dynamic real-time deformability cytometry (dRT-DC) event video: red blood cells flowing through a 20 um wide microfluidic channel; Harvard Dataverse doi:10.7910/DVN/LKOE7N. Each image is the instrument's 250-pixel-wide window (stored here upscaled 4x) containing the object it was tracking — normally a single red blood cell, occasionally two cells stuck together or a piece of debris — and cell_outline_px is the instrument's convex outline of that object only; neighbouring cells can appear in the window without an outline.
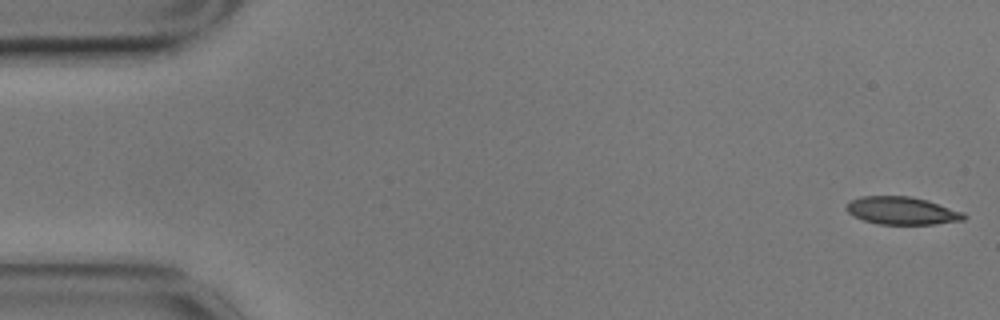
{"species": "common noctule bat (a hibernating species)", "species_latin": "Nyctalus noctula", "temperature_condition": "cold", "stored_images_in_passage": 49, "camera_frame_rate_fps": 3000, "um_per_image_px": 0.085, "animal": {"sex": "male", "body_mass_g": 17.9}, "frame": {"image": 1, "passage_image": 1, "time_ms": 0.0, "image_size_px": [1000, 320], "cell_outline_px": [[968, 216], [964, 220], [932, 224], [880, 224], [864, 220], [848, 212], [844, 208], [852, 200], [860, 196], [912, 196], [928, 200], [964, 212]], "centroid_in_image_um": [76.71, 17.9], "position_along_channel_um": 8.3, "area_um2": 18.96}}
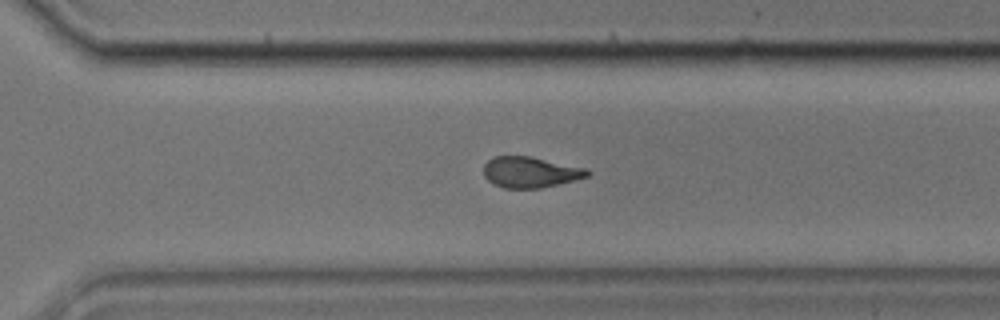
{"frame": {"image": 2, "passage_image": 39, "time_ms": 12.667, "image_size_px": [1000, 320], "cell_outline_px": [[592, 172], [588, 176], [540, 188], [504, 188], [492, 184], [484, 176], [484, 164], [492, 156], [528, 156], [588, 168]], "centroid_in_image_um": [45.05, 14.63], "position_along_channel_um": 325.5, "area_um2": 18.61}}
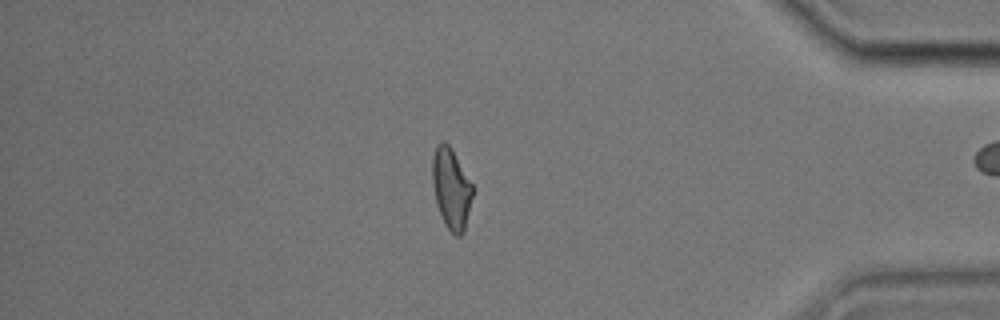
{"frame": {"image": 3, "passage_image": 48, "time_ms": 15.667, "image_size_px": [1000, 320], "cell_outline_px": [[476, 188], [464, 232], [460, 236], [456, 236], [444, 224], [436, 204], [432, 180], [432, 156], [436, 144], [440, 140], [444, 140], [452, 148]], "centroid_in_image_um": [38.39, 15.99], "position_along_channel_um": 396.8, "area_um2": 19.71}}